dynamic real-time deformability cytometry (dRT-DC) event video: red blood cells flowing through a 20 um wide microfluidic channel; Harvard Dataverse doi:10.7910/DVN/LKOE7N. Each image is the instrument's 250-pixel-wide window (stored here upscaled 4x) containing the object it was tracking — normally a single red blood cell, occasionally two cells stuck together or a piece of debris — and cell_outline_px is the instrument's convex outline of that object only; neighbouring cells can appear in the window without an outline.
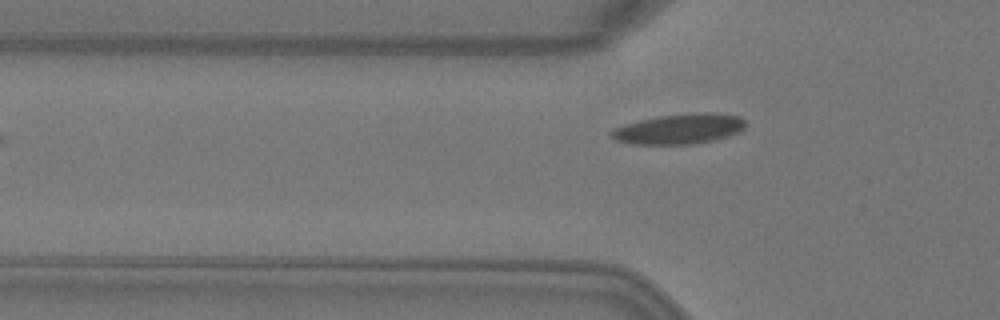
{"species": "Egyptian fruit bat (a non-hibernating species)", "species_latin": "Rousettus aegyptiacus", "temperature_condition": "warm", "stored_images_in_passage": 5, "camera_frame_rate_fps": 3000, "um_per_image_px": 0.085, "animal": {"sex": "female"}, "frame": {"image": 1, "passage_image": 5, "time_ms": 1.333, "image_size_px": [1000, 320], "cell_outline_px": [[748, 124], [744, 128], [728, 136], [712, 140], [692, 144], [632, 144], [616, 140], [608, 132], [624, 124], [640, 120], [660, 116], [692, 112], [712, 112], [740, 116]], "centroid_in_image_um": [57.76, 10.94], "position_along_channel_um": 68.0, "area_um2": 23.58}}